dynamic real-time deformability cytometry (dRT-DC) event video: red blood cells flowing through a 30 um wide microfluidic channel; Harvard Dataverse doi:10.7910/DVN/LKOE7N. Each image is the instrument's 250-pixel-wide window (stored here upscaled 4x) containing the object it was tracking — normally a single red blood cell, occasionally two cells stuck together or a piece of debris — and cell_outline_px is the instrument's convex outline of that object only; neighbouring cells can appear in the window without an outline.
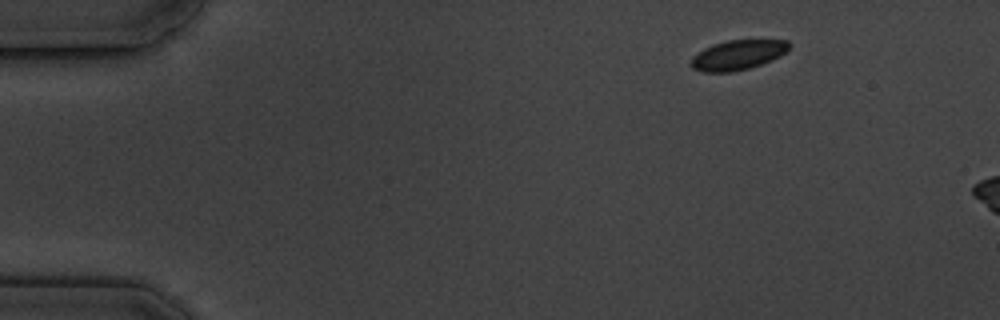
{"species": "common noctule bat (a hibernating species)", "species_latin": "Nyctalus noctula", "temperature_condition": "cold", "stored_images_in_passage": 3, "camera_frame_rate_fps": 3000, "um_per_image_px": 0.085, "animal": {"sex": "male", "body_mass_g": 19.5, "forearm_length_mm": 54.6}, "frame": {"image": 1, "passage_image": 1, "time_ms": 0.0, "image_size_px": [1000, 320], "cell_outline_px": [[792, 44], [780, 56], [760, 64], [748, 68], [732, 72], [704, 72], [692, 68], [688, 64], [692, 56], [704, 48], [712, 44], [728, 40], [788, 40]], "centroid_in_image_um": [62.66, 4.67], "position_along_channel_um": 22.3, "area_um2": 17.05}}